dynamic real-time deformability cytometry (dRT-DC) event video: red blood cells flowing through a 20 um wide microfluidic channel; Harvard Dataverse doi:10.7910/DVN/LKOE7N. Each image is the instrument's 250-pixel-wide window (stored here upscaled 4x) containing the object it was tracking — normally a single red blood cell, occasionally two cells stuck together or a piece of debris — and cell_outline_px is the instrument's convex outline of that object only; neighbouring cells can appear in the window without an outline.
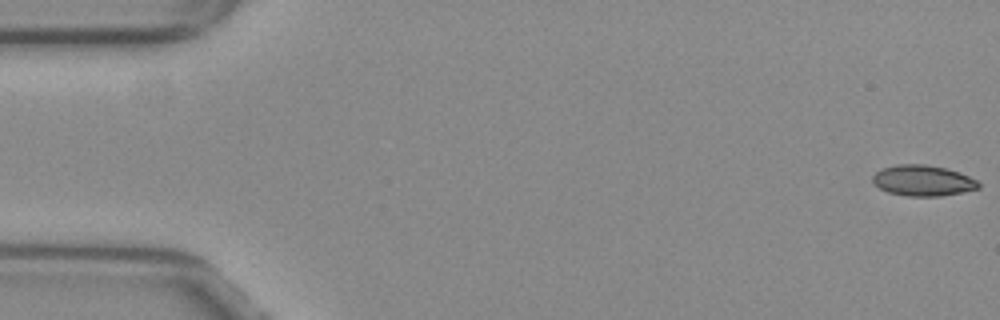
{"species": "common noctule bat (a hibernating species)", "species_latin": "Nyctalus noctula", "temperature_condition": "warm", "stored_images_in_passage": 49, "camera_frame_rate_fps": 3000, "um_per_image_px": 0.085, "animal": {"sex": "female", "body_mass_g": 29.2, "forearm_length_mm": 56.3}, "frame": {"image": 1, "passage_image": 1, "time_ms": 0.0, "image_size_px": [1000, 320], "cell_outline_px": [[980, 188], [940, 196], [908, 196], [888, 192], [880, 188], [872, 180], [872, 176], [880, 168], [896, 164], [924, 164], [944, 168], [960, 172], [976, 180], [980, 184]], "centroid_in_image_um": [78.42, 15.34], "position_along_channel_um": 6.6, "area_um2": 18.9}}
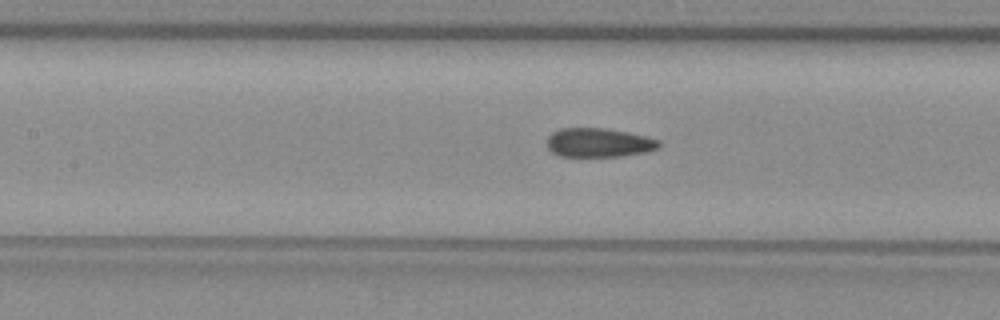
{"frame": {"image": 2, "passage_image": 24, "time_ms": 7.667, "image_size_px": [1000, 320], "cell_outline_px": [[660, 148], [648, 152], [620, 156], [560, 156], [552, 152], [548, 148], [548, 136], [552, 132], [560, 128], [604, 128], [628, 132], [660, 140]], "centroid_in_image_um": [50.92, 12.12], "position_along_channel_um": 156.5, "area_um2": 18.96}}
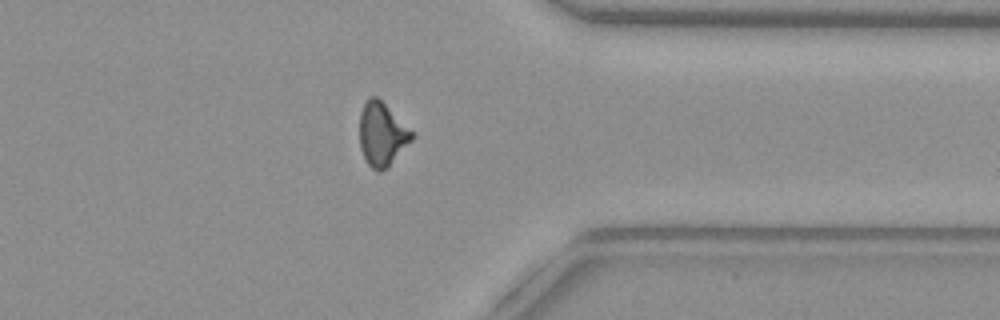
{"frame": {"image": 3, "passage_image": 42, "time_ms": 13.667, "image_size_px": [1000, 320], "cell_outline_px": [[416, 136], [380, 172], [376, 172], [368, 164], [360, 148], [360, 112], [364, 104], [372, 96], [376, 96]], "centroid_in_image_um": [32.44, 11.41], "position_along_channel_um": 379.0, "area_um2": 18.55}}